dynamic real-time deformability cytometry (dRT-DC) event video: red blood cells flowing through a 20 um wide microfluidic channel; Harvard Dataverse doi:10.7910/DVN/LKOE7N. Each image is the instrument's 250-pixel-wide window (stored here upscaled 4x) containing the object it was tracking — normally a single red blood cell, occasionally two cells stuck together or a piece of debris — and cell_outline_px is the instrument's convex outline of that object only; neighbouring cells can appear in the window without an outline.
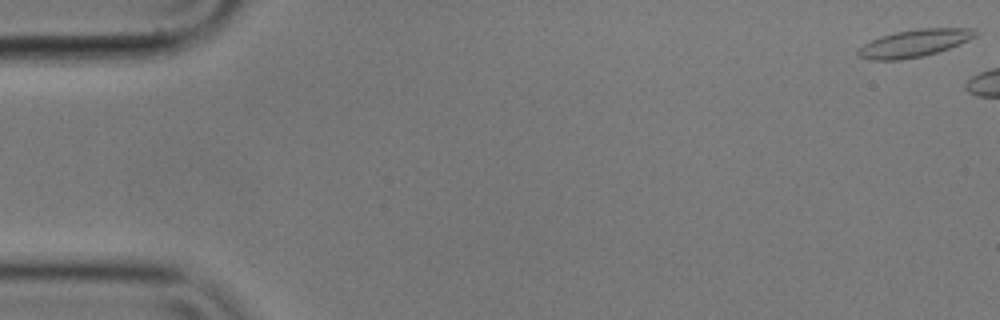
{"species": "common noctule bat (a hibernating species)", "species_latin": "Nyctalus noctula", "temperature_condition": "cold", "stored_images_in_passage": 3, "camera_frame_rate_fps": 3000, "um_per_image_px": 0.085, "animal": {"sex": "male", "body_mass_g": 17.9}, "frame": {"image": 1, "passage_image": 1, "time_ms": 0.0, "image_size_px": [1000, 320], "cell_outline_px": [[980, 32], [976, 36], [960, 44], [924, 56], [900, 60], [868, 60], [860, 56], [856, 52], [864, 44], [880, 36], [896, 32], [920, 28], [972, 28]], "centroid_in_image_um": [77.74, 3.67], "position_along_channel_um": 7.3, "area_um2": 18.67}}